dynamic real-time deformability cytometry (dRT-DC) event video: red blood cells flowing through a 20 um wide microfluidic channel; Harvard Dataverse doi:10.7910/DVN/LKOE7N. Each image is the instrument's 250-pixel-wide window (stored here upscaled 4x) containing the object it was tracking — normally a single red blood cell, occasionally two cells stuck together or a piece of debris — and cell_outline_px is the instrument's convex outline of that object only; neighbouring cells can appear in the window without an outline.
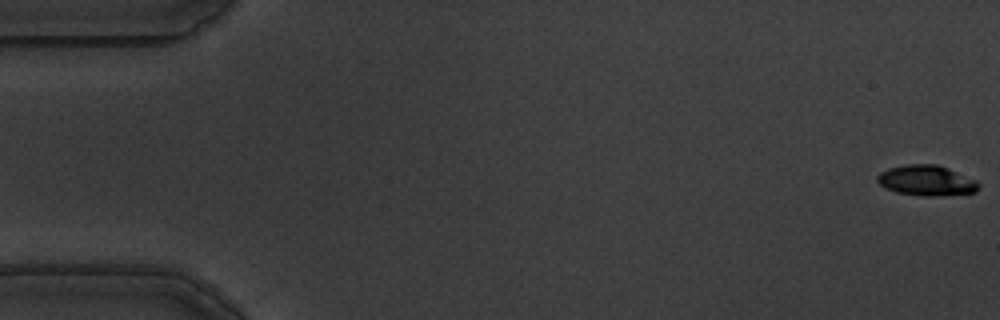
{"species": "common noctule bat (a hibernating species)", "species_latin": "Nyctalus noctula", "temperature_condition": "warm", "stored_images_in_passage": 58, "camera_frame_rate_fps": 3000, "um_per_image_px": 0.085, "animal": {"sex": "male", "body_mass_g": 19.5, "forearm_length_mm": 54.6}, "frame": {"image": 1, "passage_image": 1, "time_ms": 0.0, "image_size_px": [1000, 320], "cell_outline_px": [[980, 188], [976, 192], [936, 196], [924, 196], [896, 192], [884, 188], [876, 180], [876, 176], [880, 172], [888, 168], [904, 164], [936, 164], [948, 168], [976, 180], [980, 184]], "centroid_in_image_um": [78.73, 15.34], "position_along_channel_um": 6.3, "area_um2": 18.09}}
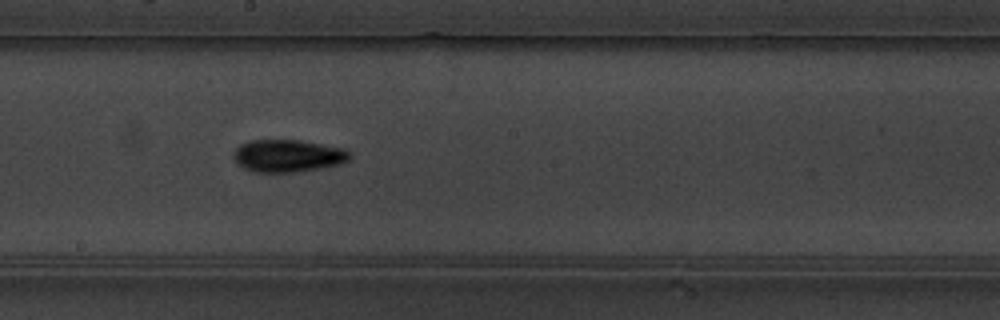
{"frame": {"image": 2, "passage_image": 32, "time_ms": 10.333, "image_size_px": [1000, 320], "cell_outline_px": [[352, 156], [348, 160], [340, 164], [320, 168], [296, 172], [256, 172], [244, 168], [232, 156], [232, 152], [240, 144], [252, 140], [300, 140], [344, 148]], "centroid_in_image_um": [24.47, 13.24], "position_along_channel_um": 223.7, "area_um2": 21.91}}
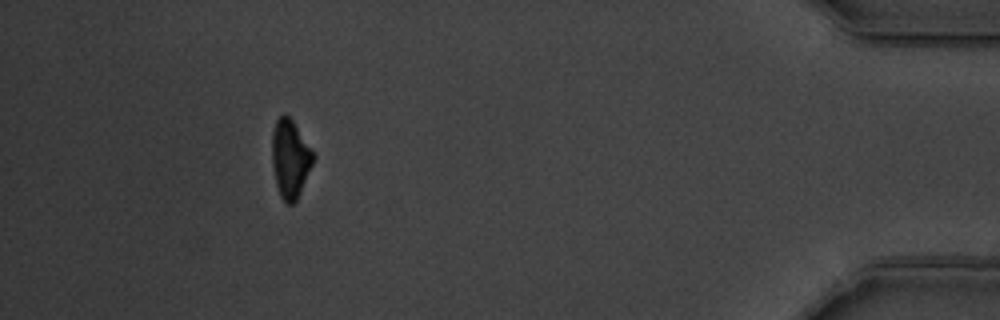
{"frame": {"image": 3, "passage_image": 53, "time_ms": 17.333, "image_size_px": [1000, 320], "cell_outline_px": [[316, 156], [300, 192], [296, 200], [292, 204], [288, 204], [280, 196], [276, 184], [272, 164], [272, 132], [276, 120], [284, 112], [292, 120]], "centroid_in_image_um": [24.66, 13.47], "position_along_channel_um": 410.5, "area_um2": 18.61}, "authors_computed_cell_mechanics": {"area_um2": 20.0566, "velocity_mm_per_s": 3.5127, "shape_relaxation_time_tau1_ms": 4.0774, "shape_relaxation_time_tau2_ms": 5.9022, "deformation_change_tau1": 0.1553, "deformation_change_tau2": 0.1254}}